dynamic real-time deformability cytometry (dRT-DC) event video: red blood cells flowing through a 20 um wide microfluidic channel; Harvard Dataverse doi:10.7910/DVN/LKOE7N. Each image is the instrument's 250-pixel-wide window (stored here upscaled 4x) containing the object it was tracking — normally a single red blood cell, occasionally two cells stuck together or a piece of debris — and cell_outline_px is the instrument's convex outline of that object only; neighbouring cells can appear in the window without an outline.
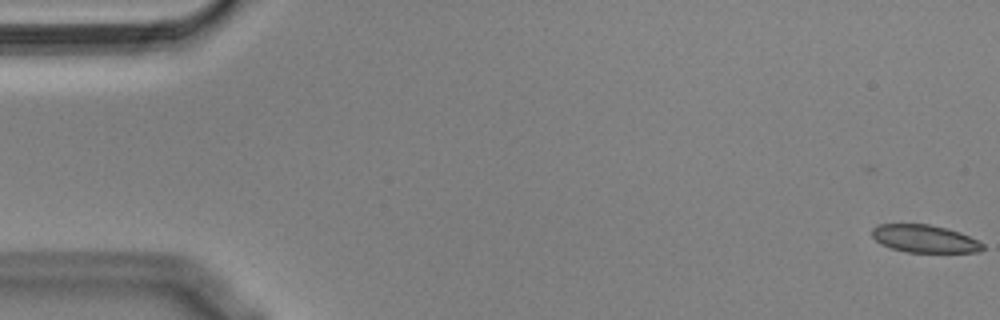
{"species": "Egyptian fruit bat (a non-hibernating species)", "species_latin": "Rousettus aegyptiacus", "temperature_condition": "cold", "stored_images_in_passage": 3, "camera_frame_rate_fps": 3000, "um_per_image_px": 0.085, "animal": {"sex": "male"}, "frame": {"image": 1, "passage_image": 3, "time_ms": 0.667, "image_size_px": [1000, 320], "cell_outline_px": [[984, 248], [980, 252], [908, 252], [892, 248], [876, 240], [872, 236], [872, 228], [880, 224], [928, 224], [948, 228], [960, 232], [984, 244]], "centroid_in_image_um": [78.62, 20.28], "position_along_channel_um": 6.4, "area_um2": 17.69}}